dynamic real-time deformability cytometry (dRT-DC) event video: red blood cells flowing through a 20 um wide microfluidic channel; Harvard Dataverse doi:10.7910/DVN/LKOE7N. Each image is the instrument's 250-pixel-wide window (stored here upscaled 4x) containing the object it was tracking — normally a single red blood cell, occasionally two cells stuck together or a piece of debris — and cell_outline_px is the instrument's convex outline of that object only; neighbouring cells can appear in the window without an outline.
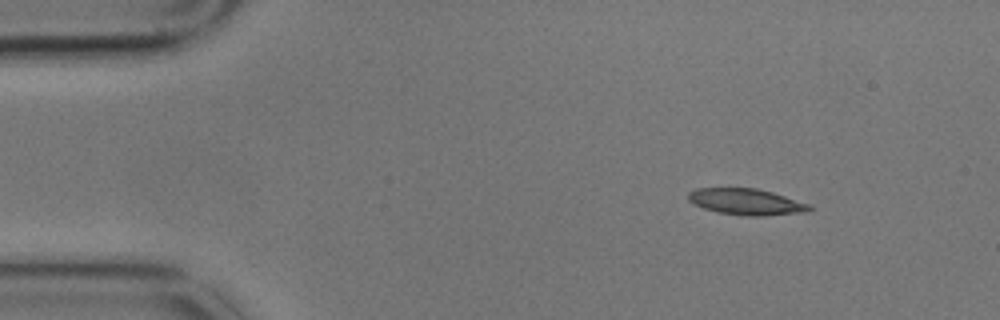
{"species": "common noctule bat (a hibernating species)", "species_latin": "Nyctalus noctula", "temperature_condition": "cold", "stored_images_in_passage": 9, "camera_frame_rate_fps": 3000, "um_per_image_px": 0.085, "animal": {"sex": "male", "body_mass_g": 17.9}, "frame": {"image": 1, "passage_image": 1, "time_ms": 0.0, "image_size_px": [1000, 320], "cell_outline_px": [[812, 208], [808, 212], [764, 216], [748, 216], [716, 212], [704, 208], [688, 200], [688, 192], [696, 188], [756, 188], [772, 192], [812, 204]], "centroid_in_image_um": [63.48, 17.15], "position_along_channel_um": 21.5, "area_um2": 18.67}}
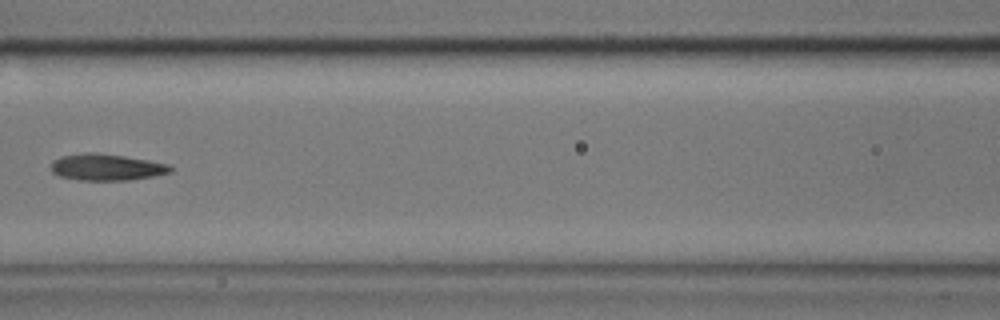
{"frame": {"image": 2, "passage_image": 6, "time_ms": 1.667, "image_size_px": [1000, 320], "cell_outline_px": [[172, 172], [156, 176], [128, 180], [80, 180], [60, 176], [52, 172], [52, 160], [60, 156], [88, 152], [96, 152], [124, 156], [148, 160], [168, 164], [172, 168]], "centroid_in_image_um": [9.06, 14.21], "position_along_channel_um": 157.5, "area_um2": 18.5}}
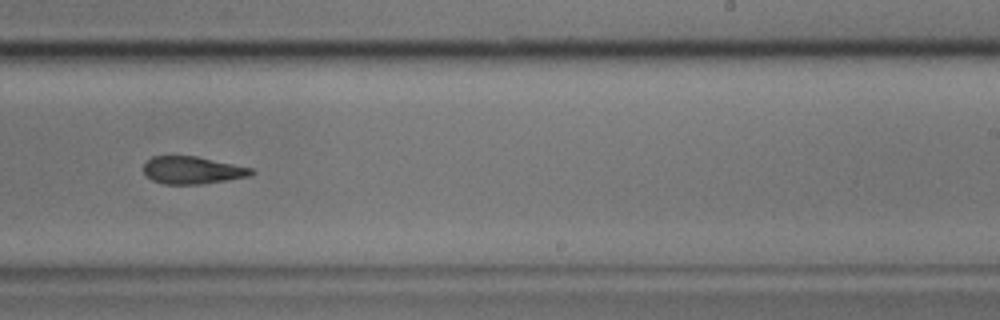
{"frame": {"image": 3, "passage_image": 9, "time_ms": 2.667, "image_size_px": [1000, 320], "cell_outline_px": [[256, 172], [252, 176], [200, 184], [164, 184], [152, 180], [144, 172], [144, 164], [152, 156], [196, 156], [252, 168]], "centroid_in_image_um": [16.37, 14.47], "position_along_channel_um": 272.6, "area_um2": 17.17}}